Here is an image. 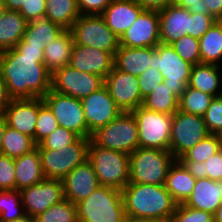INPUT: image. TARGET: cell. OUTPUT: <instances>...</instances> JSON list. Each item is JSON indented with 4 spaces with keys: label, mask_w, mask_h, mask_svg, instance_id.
<instances>
[{
    "label": "cell",
    "mask_w": 222,
    "mask_h": 222,
    "mask_svg": "<svg viewBox=\"0 0 222 222\" xmlns=\"http://www.w3.org/2000/svg\"><path fill=\"white\" fill-rule=\"evenodd\" d=\"M164 81V77L160 74L159 69L148 68L139 77V88L142 98L144 99L148 94H150L158 84Z\"/></svg>",
    "instance_id": "obj_45"
},
{
    "label": "cell",
    "mask_w": 222,
    "mask_h": 222,
    "mask_svg": "<svg viewBox=\"0 0 222 222\" xmlns=\"http://www.w3.org/2000/svg\"><path fill=\"white\" fill-rule=\"evenodd\" d=\"M111 0H77L80 15H102Z\"/></svg>",
    "instance_id": "obj_49"
},
{
    "label": "cell",
    "mask_w": 222,
    "mask_h": 222,
    "mask_svg": "<svg viewBox=\"0 0 222 222\" xmlns=\"http://www.w3.org/2000/svg\"><path fill=\"white\" fill-rule=\"evenodd\" d=\"M221 149V138L218 134H209L202 141L188 150L179 161L205 162L211 155Z\"/></svg>",
    "instance_id": "obj_38"
},
{
    "label": "cell",
    "mask_w": 222,
    "mask_h": 222,
    "mask_svg": "<svg viewBox=\"0 0 222 222\" xmlns=\"http://www.w3.org/2000/svg\"><path fill=\"white\" fill-rule=\"evenodd\" d=\"M76 210L81 222H123L126 216L121 190L103 185L76 203Z\"/></svg>",
    "instance_id": "obj_3"
},
{
    "label": "cell",
    "mask_w": 222,
    "mask_h": 222,
    "mask_svg": "<svg viewBox=\"0 0 222 222\" xmlns=\"http://www.w3.org/2000/svg\"><path fill=\"white\" fill-rule=\"evenodd\" d=\"M154 47L130 48L119 46L114 55V67L139 77L148 68H153Z\"/></svg>",
    "instance_id": "obj_24"
},
{
    "label": "cell",
    "mask_w": 222,
    "mask_h": 222,
    "mask_svg": "<svg viewBox=\"0 0 222 222\" xmlns=\"http://www.w3.org/2000/svg\"><path fill=\"white\" fill-rule=\"evenodd\" d=\"M171 46L180 58L192 65L201 64L199 39L189 35L181 36Z\"/></svg>",
    "instance_id": "obj_41"
},
{
    "label": "cell",
    "mask_w": 222,
    "mask_h": 222,
    "mask_svg": "<svg viewBox=\"0 0 222 222\" xmlns=\"http://www.w3.org/2000/svg\"><path fill=\"white\" fill-rule=\"evenodd\" d=\"M91 140L102 148L130 155L139 147L136 119L131 112H122L107 125L95 131Z\"/></svg>",
    "instance_id": "obj_6"
},
{
    "label": "cell",
    "mask_w": 222,
    "mask_h": 222,
    "mask_svg": "<svg viewBox=\"0 0 222 222\" xmlns=\"http://www.w3.org/2000/svg\"><path fill=\"white\" fill-rule=\"evenodd\" d=\"M5 11H6V7L3 4V2L0 0V19L3 16V14L5 13Z\"/></svg>",
    "instance_id": "obj_59"
},
{
    "label": "cell",
    "mask_w": 222,
    "mask_h": 222,
    "mask_svg": "<svg viewBox=\"0 0 222 222\" xmlns=\"http://www.w3.org/2000/svg\"><path fill=\"white\" fill-rule=\"evenodd\" d=\"M42 99L54 114L59 126L74 132L81 138H89V130L80 99L57 93L52 89Z\"/></svg>",
    "instance_id": "obj_12"
},
{
    "label": "cell",
    "mask_w": 222,
    "mask_h": 222,
    "mask_svg": "<svg viewBox=\"0 0 222 222\" xmlns=\"http://www.w3.org/2000/svg\"><path fill=\"white\" fill-rule=\"evenodd\" d=\"M104 86L122 112H131L143 104L138 77L115 67L104 79Z\"/></svg>",
    "instance_id": "obj_15"
},
{
    "label": "cell",
    "mask_w": 222,
    "mask_h": 222,
    "mask_svg": "<svg viewBox=\"0 0 222 222\" xmlns=\"http://www.w3.org/2000/svg\"><path fill=\"white\" fill-rule=\"evenodd\" d=\"M12 222H37V220H36V218H33L32 216L25 214L22 217L17 218Z\"/></svg>",
    "instance_id": "obj_57"
},
{
    "label": "cell",
    "mask_w": 222,
    "mask_h": 222,
    "mask_svg": "<svg viewBox=\"0 0 222 222\" xmlns=\"http://www.w3.org/2000/svg\"><path fill=\"white\" fill-rule=\"evenodd\" d=\"M25 215L19 190H0V222H12Z\"/></svg>",
    "instance_id": "obj_37"
},
{
    "label": "cell",
    "mask_w": 222,
    "mask_h": 222,
    "mask_svg": "<svg viewBox=\"0 0 222 222\" xmlns=\"http://www.w3.org/2000/svg\"><path fill=\"white\" fill-rule=\"evenodd\" d=\"M144 10L161 11L172 5V0H135Z\"/></svg>",
    "instance_id": "obj_51"
},
{
    "label": "cell",
    "mask_w": 222,
    "mask_h": 222,
    "mask_svg": "<svg viewBox=\"0 0 222 222\" xmlns=\"http://www.w3.org/2000/svg\"><path fill=\"white\" fill-rule=\"evenodd\" d=\"M68 65L78 71L92 73L105 79L114 67V56L106 51L74 43Z\"/></svg>",
    "instance_id": "obj_18"
},
{
    "label": "cell",
    "mask_w": 222,
    "mask_h": 222,
    "mask_svg": "<svg viewBox=\"0 0 222 222\" xmlns=\"http://www.w3.org/2000/svg\"><path fill=\"white\" fill-rule=\"evenodd\" d=\"M11 101H12V98L10 97L8 93L6 83L2 79L1 74H0V114H3L5 112V109L9 106Z\"/></svg>",
    "instance_id": "obj_52"
},
{
    "label": "cell",
    "mask_w": 222,
    "mask_h": 222,
    "mask_svg": "<svg viewBox=\"0 0 222 222\" xmlns=\"http://www.w3.org/2000/svg\"><path fill=\"white\" fill-rule=\"evenodd\" d=\"M89 138L79 137L62 149H38L45 179L63 180L76 166L88 158Z\"/></svg>",
    "instance_id": "obj_7"
},
{
    "label": "cell",
    "mask_w": 222,
    "mask_h": 222,
    "mask_svg": "<svg viewBox=\"0 0 222 222\" xmlns=\"http://www.w3.org/2000/svg\"><path fill=\"white\" fill-rule=\"evenodd\" d=\"M222 66L197 64L191 68L188 86L213 97L222 95Z\"/></svg>",
    "instance_id": "obj_26"
},
{
    "label": "cell",
    "mask_w": 222,
    "mask_h": 222,
    "mask_svg": "<svg viewBox=\"0 0 222 222\" xmlns=\"http://www.w3.org/2000/svg\"><path fill=\"white\" fill-rule=\"evenodd\" d=\"M43 59L42 46L28 45L23 39L0 52V74L12 99L43 98L51 89L52 74Z\"/></svg>",
    "instance_id": "obj_1"
},
{
    "label": "cell",
    "mask_w": 222,
    "mask_h": 222,
    "mask_svg": "<svg viewBox=\"0 0 222 222\" xmlns=\"http://www.w3.org/2000/svg\"><path fill=\"white\" fill-rule=\"evenodd\" d=\"M78 138L79 136L74 132L58 126L57 129L50 133L39 145H36V147L38 149H62L74 143Z\"/></svg>",
    "instance_id": "obj_42"
},
{
    "label": "cell",
    "mask_w": 222,
    "mask_h": 222,
    "mask_svg": "<svg viewBox=\"0 0 222 222\" xmlns=\"http://www.w3.org/2000/svg\"><path fill=\"white\" fill-rule=\"evenodd\" d=\"M159 28L158 12L144 10L119 38V44L130 48H156L160 43Z\"/></svg>",
    "instance_id": "obj_17"
},
{
    "label": "cell",
    "mask_w": 222,
    "mask_h": 222,
    "mask_svg": "<svg viewBox=\"0 0 222 222\" xmlns=\"http://www.w3.org/2000/svg\"><path fill=\"white\" fill-rule=\"evenodd\" d=\"M27 22L44 17L46 13V0H27L26 4L18 11Z\"/></svg>",
    "instance_id": "obj_48"
},
{
    "label": "cell",
    "mask_w": 222,
    "mask_h": 222,
    "mask_svg": "<svg viewBox=\"0 0 222 222\" xmlns=\"http://www.w3.org/2000/svg\"><path fill=\"white\" fill-rule=\"evenodd\" d=\"M59 126L49 107L39 98V111L35 128V144L39 145L50 133Z\"/></svg>",
    "instance_id": "obj_40"
},
{
    "label": "cell",
    "mask_w": 222,
    "mask_h": 222,
    "mask_svg": "<svg viewBox=\"0 0 222 222\" xmlns=\"http://www.w3.org/2000/svg\"><path fill=\"white\" fill-rule=\"evenodd\" d=\"M216 22H217V23L221 26V28H222V18L218 19Z\"/></svg>",
    "instance_id": "obj_60"
},
{
    "label": "cell",
    "mask_w": 222,
    "mask_h": 222,
    "mask_svg": "<svg viewBox=\"0 0 222 222\" xmlns=\"http://www.w3.org/2000/svg\"><path fill=\"white\" fill-rule=\"evenodd\" d=\"M169 222H214L213 214L207 211L194 209L177 204Z\"/></svg>",
    "instance_id": "obj_43"
},
{
    "label": "cell",
    "mask_w": 222,
    "mask_h": 222,
    "mask_svg": "<svg viewBox=\"0 0 222 222\" xmlns=\"http://www.w3.org/2000/svg\"><path fill=\"white\" fill-rule=\"evenodd\" d=\"M143 11L135 0H111L102 16L107 26L120 38Z\"/></svg>",
    "instance_id": "obj_22"
},
{
    "label": "cell",
    "mask_w": 222,
    "mask_h": 222,
    "mask_svg": "<svg viewBox=\"0 0 222 222\" xmlns=\"http://www.w3.org/2000/svg\"><path fill=\"white\" fill-rule=\"evenodd\" d=\"M126 215L169 222L177 203L165 185L128 183L122 190Z\"/></svg>",
    "instance_id": "obj_2"
},
{
    "label": "cell",
    "mask_w": 222,
    "mask_h": 222,
    "mask_svg": "<svg viewBox=\"0 0 222 222\" xmlns=\"http://www.w3.org/2000/svg\"><path fill=\"white\" fill-rule=\"evenodd\" d=\"M6 126H7V122H6L4 114H0V154H1V150H2L3 134L6 129Z\"/></svg>",
    "instance_id": "obj_55"
},
{
    "label": "cell",
    "mask_w": 222,
    "mask_h": 222,
    "mask_svg": "<svg viewBox=\"0 0 222 222\" xmlns=\"http://www.w3.org/2000/svg\"><path fill=\"white\" fill-rule=\"evenodd\" d=\"M103 86L104 78L101 76L78 71L70 65L57 69L51 78L52 90L80 100Z\"/></svg>",
    "instance_id": "obj_13"
},
{
    "label": "cell",
    "mask_w": 222,
    "mask_h": 222,
    "mask_svg": "<svg viewBox=\"0 0 222 222\" xmlns=\"http://www.w3.org/2000/svg\"><path fill=\"white\" fill-rule=\"evenodd\" d=\"M81 103L89 130V139L95 131L122 113L105 86L83 98Z\"/></svg>",
    "instance_id": "obj_16"
},
{
    "label": "cell",
    "mask_w": 222,
    "mask_h": 222,
    "mask_svg": "<svg viewBox=\"0 0 222 222\" xmlns=\"http://www.w3.org/2000/svg\"><path fill=\"white\" fill-rule=\"evenodd\" d=\"M160 43L171 45L181 36H190L191 12L174 5L158 12Z\"/></svg>",
    "instance_id": "obj_21"
},
{
    "label": "cell",
    "mask_w": 222,
    "mask_h": 222,
    "mask_svg": "<svg viewBox=\"0 0 222 222\" xmlns=\"http://www.w3.org/2000/svg\"><path fill=\"white\" fill-rule=\"evenodd\" d=\"M216 21L211 14L191 13L190 36L200 39Z\"/></svg>",
    "instance_id": "obj_47"
},
{
    "label": "cell",
    "mask_w": 222,
    "mask_h": 222,
    "mask_svg": "<svg viewBox=\"0 0 222 222\" xmlns=\"http://www.w3.org/2000/svg\"><path fill=\"white\" fill-rule=\"evenodd\" d=\"M65 29L47 17H40L27 23L23 40L28 45L42 46L44 51L46 45L53 42Z\"/></svg>",
    "instance_id": "obj_30"
},
{
    "label": "cell",
    "mask_w": 222,
    "mask_h": 222,
    "mask_svg": "<svg viewBox=\"0 0 222 222\" xmlns=\"http://www.w3.org/2000/svg\"><path fill=\"white\" fill-rule=\"evenodd\" d=\"M196 178L179 161L175 160L170 166L165 187L177 203H184L191 195L195 186Z\"/></svg>",
    "instance_id": "obj_28"
},
{
    "label": "cell",
    "mask_w": 222,
    "mask_h": 222,
    "mask_svg": "<svg viewBox=\"0 0 222 222\" xmlns=\"http://www.w3.org/2000/svg\"><path fill=\"white\" fill-rule=\"evenodd\" d=\"M74 43L115 55L119 38L107 26L102 15H80L70 28Z\"/></svg>",
    "instance_id": "obj_8"
},
{
    "label": "cell",
    "mask_w": 222,
    "mask_h": 222,
    "mask_svg": "<svg viewBox=\"0 0 222 222\" xmlns=\"http://www.w3.org/2000/svg\"><path fill=\"white\" fill-rule=\"evenodd\" d=\"M214 222H222V204L217 208L213 214Z\"/></svg>",
    "instance_id": "obj_58"
},
{
    "label": "cell",
    "mask_w": 222,
    "mask_h": 222,
    "mask_svg": "<svg viewBox=\"0 0 222 222\" xmlns=\"http://www.w3.org/2000/svg\"><path fill=\"white\" fill-rule=\"evenodd\" d=\"M7 10L19 11L27 0H1Z\"/></svg>",
    "instance_id": "obj_54"
},
{
    "label": "cell",
    "mask_w": 222,
    "mask_h": 222,
    "mask_svg": "<svg viewBox=\"0 0 222 222\" xmlns=\"http://www.w3.org/2000/svg\"><path fill=\"white\" fill-rule=\"evenodd\" d=\"M220 135V138H221V148H222V133L219 134Z\"/></svg>",
    "instance_id": "obj_61"
},
{
    "label": "cell",
    "mask_w": 222,
    "mask_h": 222,
    "mask_svg": "<svg viewBox=\"0 0 222 222\" xmlns=\"http://www.w3.org/2000/svg\"><path fill=\"white\" fill-rule=\"evenodd\" d=\"M211 14L216 20L222 18V0H203Z\"/></svg>",
    "instance_id": "obj_53"
},
{
    "label": "cell",
    "mask_w": 222,
    "mask_h": 222,
    "mask_svg": "<svg viewBox=\"0 0 222 222\" xmlns=\"http://www.w3.org/2000/svg\"><path fill=\"white\" fill-rule=\"evenodd\" d=\"M180 162L196 179L209 178L213 181H222V148L206 159L205 162Z\"/></svg>",
    "instance_id": "obj_35"
},
{
    "label": "cell",
    "mask_w": 222,
    "mask_h": 222,
    "mask_svg": "<svg viewBox=\"0 0 222 222\" xmlns=\"http://www.w3.org/2000/svg\"><path fill=\"white\" fill-rule=\"evenodd\" d=\"M209 134L202 116L177 110L172 115L169 150L178 160Z\"/></svg>",
    "instance_id": "obj_10"
},
{
    "label": "cell",
    "mask_w": 222,
    "mask_h": 222,
    "mask_svg": "<svg viewBox=\"0 0 222 222\" xmlns=\"http://www.w3.org/2000/svg\"><path fill=\"white\" fill-rule=\"evenodd\" d=\"M73 45L74 39L70 29H65L53 42L46 45L43 63L51 74L69 64Z\"/></svg>",
    "instance_id": "obj_27"
},
{
    "label": "cell",
    "mask_w": 222,
    "mask_h": 222,
    "mask_svg": "<svg viewBox=\"0 0 222 222\" xmlns=\"http://www.w3.org/2000/svg\"><path fill=\"white\" fill-rule=\"evenodd\" d=\"M38 111L39 98L12 99L3 114L9 127L28 135L35 142Z\"/></svg>",
    "instance_id": "obj_20"
},
{
    "label": "cell",
    "mask_w": 222,
    "mask_h": 222,
    "mask_svg": "<svg viewBox=\"0 0 222 222\" xmlns=\"http://www.w3.org/2000/svg\"><path fill=\"white\" fill-rule=\"evenodd\" d=\"M172 5L187 8L191 13L208 14V8L203 0H172Z\"/></svg>",
    "instance_id": "obj_50"
},
{
    "label": "cell",
    "mask_w": 222,
    "mask_h": 222,
    "mask_svg": "<svg viewBox=\"0 0 222 222\" xmlns=\"http://www.w3.org/2000/svg\"><path fill=\"white\" fill-rule=\"evenodd\" d=\"M203 118L210 134L222 133V95L212 99Z\"/></svg>",
    "instance_id": "obj_44"
},
{
    "label": "cell",
    "mask_w": 222,
    "mask_h": 222,
    "mask_svg": "<svg viewBox=\"0 0 222 222\" xmlns=\"http://www.w3.org/2000/svg\"><path fill=\"white\" fill-rule=\"evenodd\" d=\"M36 220L37 222H78L76 204L63 199L37 216Z\"/></svg>",
    "instance_id": "obj_39"
},
{
    "label": "cell",
    "mask_w": 222,
    "mask_h": 222,
    "mask_svg": "<svg viewBox=\"0 0 222 222\" xmlns=\"http://www.w3.org/2000/svg\"><path fill=\"white\" fill-rule=\"evenodd\" d=\"M213 98V96L187 85L178 100V110L203 117Z\"/></svg>",
    "instance_id": "obj_36"
},
{
    "label": "cell",
    "mask_w": 222,
    "mask_h": 222,
    "mask_svg": "<svg viewBox=\"0 0 222 222\" xmlns=\"http://www.w3.org/2000/svg\"><path fill=\"white\" fill-rule=\"evenodd\" d=\"M192 66L180 58L171 45L159 43L153 52V68L160 70L163 82L178 99L189 83Z\"/></svg>",
    "instance_id": "obj_11"
},
{
    "label": "cell",
    "mask_w": 222,
    "mask_h": 222,
    "mask_svg": "<svg viewBox=\"0 0 222 222\" xmlns=\"http://www.w3.org/2000/svg\"><path fill=\"white\" fill-rule=\"evenodd\" d=\"M178 100L168 85L162 82L144 98L142 106L148 110L173 115L178 110Z\"/></svg>",
    "instance_id": "obj_33"
},
{
    "label": "cell",
    "mask_w": 222,
    "mask_h": 222,
    "mask_svg": "<svg viewBox=\"0 0 222 222\" xmlns=\"http://www.w3.org/2000/svg\"><path fill=\"white\" fill-rule=\"evenodd\" d=\"M79 16L77 0H46L45 17L64 29H70Z\"/></svg>",
    "instance_id": "obj_32"
},
{
    "label": "cell",
    "mask_w": 222,
    "mask_h": 222,
    "mask_svg": "<svg viewBox=\"0 0 222 222\" xmlns=\"http://www.w3.org/2000/svg\"><path fill=\"white\" fill-rule=\"evenodd\" d=\"M202 64L222 66V28L216 22L200 39Z\"/></svg>",
    "instance_id": "obj_31"
},
{
    "label": "cell",
    "mask_w": 222,
    "mask_h": 222,
    "mask_svg": "<svg viewBox=\"0 0 222 222\" xmlns=\"http://www.w3.org/2000/svg\"><path fill=\"white\" fill-rule=\"evenodd\" d=\"M14 159L0 154V190L15 189Z\"/></svg>",
    "instance_id": "obj_46"
},
{
    "label": "cell",
    "mask_w": 222,
    "mask_h": 222,
    "mask_svg": "<svg viewBox=\"0 0 222 222\" xmlns=\"http://www.w3.org/2000/svg\"><path fill=\"white\" fill-rule=\"evenodd\" d=\"M130 183L165 185L170 166L176 160L170 150L138 147L129 155Z\"/></svg>",
    "instance_id": "obj_5"
},
{
    "label": "cell",
    "mask_w": 222,
    "mask_h": 222,
    "mask_svg": "<svg viewBox=\"0 0 222 222\" xmlns=\"http://www.w3.org/2000/svg\"><path fill=\"white\" fill-rule=\"evenodd\" d=\"M62 181L64 199L73 204L87 198L100 185L95 170L88 160L76 166Z\"/></svg>",
    "instance_id": "obj_19"
},
{
    "label": "cell",
    "mask_w": 222,
    "mask_h": 222,
    "mask_svg": "<svg viewBox=\"0 0 222 222\" xmlns=\"http://www.w3.org/2000/svg\"><path fill=\"white\" fill-rule=\"evenodd\" d=\"M87 160L92 164L100 185L122 190L130 179L129 155L97 146L91 139Z\"/></svg>",
    "instance_id": "obj_4"
},
{
    "label": "cell",
    "mask_w": 222,
    "mask_h": 222,
    "mask_svg": "<svg viewBox=\"0 0 222 222\" xmlns=\"http://www.w3.org/2000/svg\"><path fill=\"white\" fill-rule=\"evenodd\" d=\"M15 189L21 190L33 186L45 179L42 171L41 157L36 147L31 152L14 159Z\"/></svg>",
    "instance_id": "obj_25"
},
{
    "label": "cell",
    "mask_w": 222,
    "mask_h": 222,
    "mask_svg": "<svg viewBox=\"0 0 222 222\" xmlns=\"http://www.w3.org/2000/svg\"><path fill=\"white\" fill-rule=\"evenodd\" d=\"M27 23L18 11L6 9L0 19V52L14 48L23 39Z\"/></svg>",
    "instance_id": "obj_29"
},
{
    "label": "cell",
    "mask_w": 222,
    "mask_h": 222,
    "mask_svg": "<svg viewBox=\"0 0 222 222\" xmlns=\"http://www.w3.org/2000/svg\"><path fill=\"white\" fill-rule=\"evenodd\" d=\"M184 205L214 214L222 204V181L209 178L196 179L191 195Z\"/></svg>",
    "instance_id": "obj_23"
},
{
    "label": "cell",
    "mask_w": 222,
    "mask_h": 222,
    "mask_svg": "<svg viewBox=\"0 0 222 222\" xmlns=\"http://www.w3.org/2000/svg\"><path fill=\"white\" fill-rule=\"evenodd\" d=\"M123 222H157V221H154L151 219H145V218H136V217H131V216L126 215L124 217Z\"/></svg>",
    "instance_id": "obj_56"
},
{
    "label": "cell",
    "mask_w": 222,
    "mask_h": 222,
    "mask_svg": "<svg viewBox=\"0 0 222 222\" xmlns=\"http://www.w3.org/2000/svg\"><path fill=\"white\" fill-rule=\"evenodd\" d=\"M36 148L33 138L8 125L3 134L1 154L10 158H18Z\"/></svg>",
    "instance_id": "obj_34"
},
{
    "label": "cell",
    "mask_w": 222,
    "mask_h": 222,
    "mask_svg": "<svg viewBox=\"0 0 222 222\" xmlns=\"http://www.w3.org/2000/svg\"><path fill=\"white\" fill-rule=\"evenodd\" d=\"M137 122L139 147L169 150L172 115L139 106L131 111Z\"/></svg>",
    "instance_id": "obj_9"
},
{
    "label": "cell",
    "mask_w": 222,
    "mask_h": 222,
    "mask_svg": "<svg viewBox=\"0 0 222 222\" xmlns=\"http://www.w3.org/2000/svg\"><path fill=\"white\" fill-rule=\"evenodd\" d=\"M25 214L36 218L64 199L63 181L44 179L20 190Z\"/></svg>",
    "instance_id": "obj_14"
}]
</instances>
